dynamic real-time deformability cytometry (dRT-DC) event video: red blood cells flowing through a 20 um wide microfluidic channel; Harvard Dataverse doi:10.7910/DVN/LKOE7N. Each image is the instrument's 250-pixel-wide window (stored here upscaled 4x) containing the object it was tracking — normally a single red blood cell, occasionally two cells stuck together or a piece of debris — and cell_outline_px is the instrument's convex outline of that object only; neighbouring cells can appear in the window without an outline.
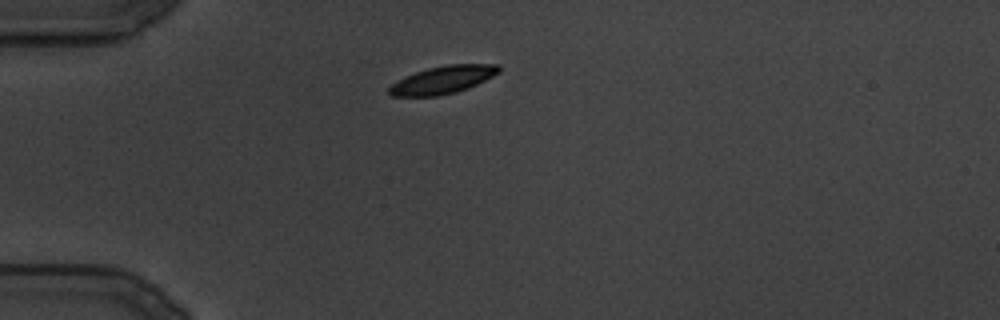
{"species": "common noctule bat (a hibernating species)", "species_latin": "Nyctalus noctula", "temperature_condition": "cold", "stored_images_in_passage": 94, "camera_frame_rate_fps": 3000, "um_per_image_px": 0.085, "animal": {"sex": "male", "body_mass_g": 19.5, "forearm_length_mm": 54.6}, "frame": {"image": 1, "passage_image": 1, "time_ms": 0.0, "image_size_px": [1000, 320], "cell_outline_px": [[500, 72], [468, 88], [456, 92], [436, 96], [392, 96], [388, 92], [388, 88], [392, 84], [416, 72], [428, 68], [448, 64], [500, 64]], "centroid_in_image_um": [37.66, 6.78], "position_along_channel_um": 47.3, "area_um2": 17.46}}
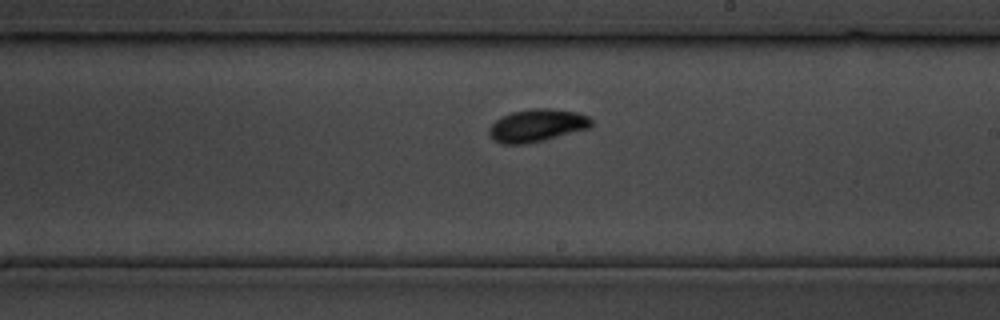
{"frame": {"image": 2, "passage_image": 42, "time_ms": 13.667, "image_size_px": [1000, 320], "cell_outline_px": [[592, 128], [528, 144], [504, 144], [492, 140], [488, 132], [488, 128], [496, 120], [512, 112], [536, 108], [548, 108], [576, 112], [592, 116]], "centroid_in_image_um": [45.68, 10.67], "position_along_channel_um": 243.3, "area_um2": 19.65}}
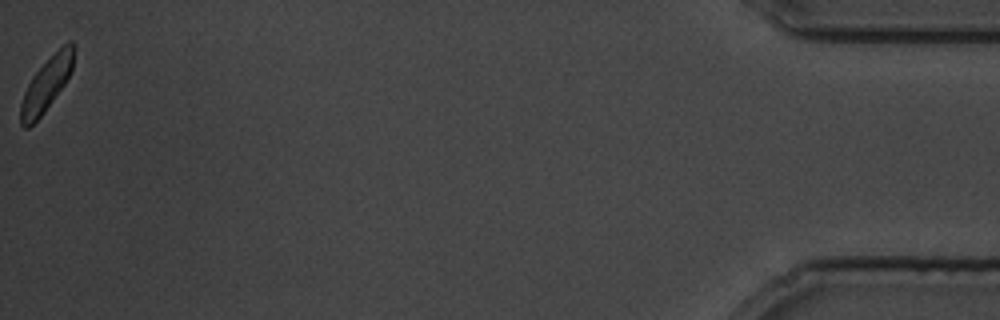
{"frame": {"image": 3, "passage_image": 94, "time_ms": 31.0, "image_size_px": [1000, 320], "cell_outline_px": [[72, 68], [64, 84], [44, 112], [28, 128], [24, 128], [20, 124], [20, 104], [24, 92], [28, 84], [36, 72], [68, 40], [72, 40]], "centroid_in_image_um": [3.89, 7.24], "position_along_channel_um": 431.3, "area_um2": 15.78}}